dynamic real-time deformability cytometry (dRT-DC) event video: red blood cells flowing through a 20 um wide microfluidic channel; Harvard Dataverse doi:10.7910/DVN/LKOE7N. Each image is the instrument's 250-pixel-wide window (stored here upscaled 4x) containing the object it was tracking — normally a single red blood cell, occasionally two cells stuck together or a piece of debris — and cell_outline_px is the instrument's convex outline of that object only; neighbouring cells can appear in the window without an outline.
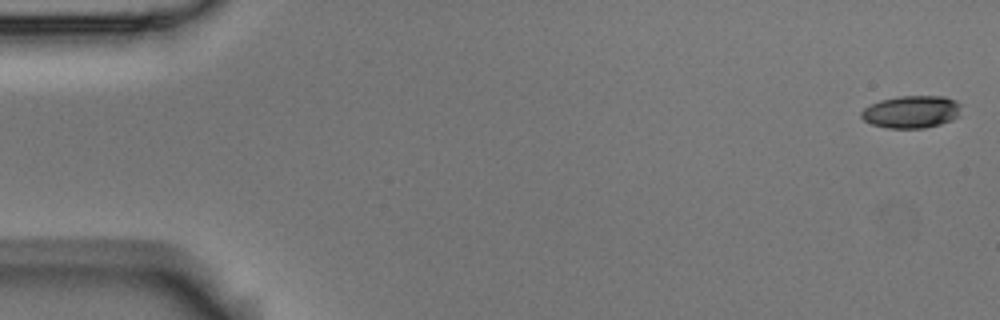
{"species": "Egyptian fruit bat (a non-hibernating species)", "species_latin": "Rousettus aegyptiacus", "temperature_condition": "room temperature", "stored_images_in_passage": 6, "camera_frame_rate_fps": 3000, "um_per_image_px": 0.085, "animal": {"sex": "male"}, "frame": {"image": 1, "passage_image": 1, "time_ms": 0.0, "image_size_px": [1000, 320], "cell_outline_px": [[960, 116], [952, 120], [940, 124], [924, 128], [888, 128], [872, 124], [864, 120], [860, 116], [860, 112], [864, 108], [880, 100], [900, 96], [944, 96], [956, 100], [960, 104]], "centroid_in_image_um": [77.49, 9.5], "position_along_channel_um": 7.5, "area_um2": 18.96}}
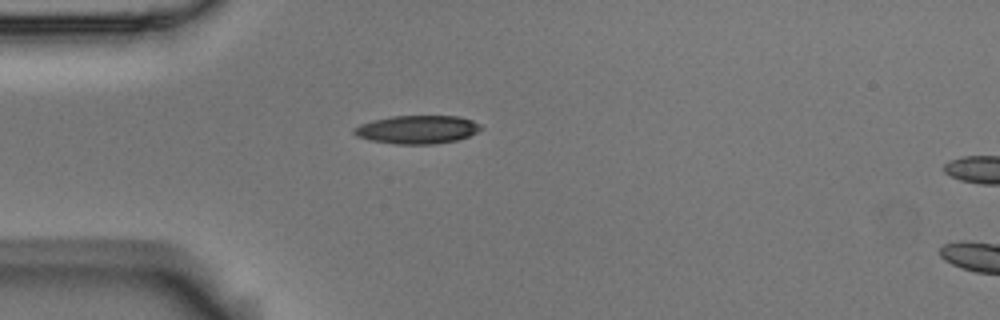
{"frame": {"image": 2, "passage_image": 5, "time_ms": 1.333, "image_size_px": [1000, 320], "cell_outline_px": [[484, 128], [468, 136], [456, 140], [432, 144], [396, 144], [368, 140], [356, 136], [352, 132], [352, 128], [360, 124], [372, 120], [392, 116], [456, 116], [472, 120], [480, 124]], "centroid_in_image_um": [35.42, 11.01], "position_along_channel_um": 49.6, "area_um2": 20.98}}